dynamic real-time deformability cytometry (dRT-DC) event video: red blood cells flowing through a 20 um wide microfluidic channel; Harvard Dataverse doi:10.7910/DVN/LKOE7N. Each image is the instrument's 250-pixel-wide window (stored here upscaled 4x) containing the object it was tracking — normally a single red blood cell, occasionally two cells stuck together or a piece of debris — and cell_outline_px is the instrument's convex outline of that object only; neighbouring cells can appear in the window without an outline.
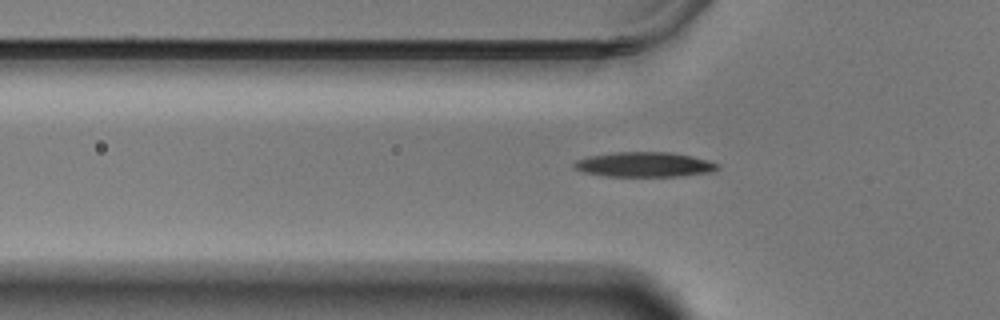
{"species": "Egyptian fruit bat (a non-hibernating species)", "species_latin": "Rousettus aegyptiacus", "temperature_condition": "warm", "stored_images_in_passage": 36, "camera_frame_rate_fps": 3000, "um_per_image_px": 0.085, "animal": {"sex": "male"}, "frame": {"image": 1, "passage_image": 4, "time_ms": 1.0, "image_size_px": [1000, 320], "cell_outline_px": [[720, 168], [712, 172], [680, 176], [604, 176], [584, 172], [572, 168], [572, 164], [576, 160], [588, 156], [612, 152], [672, 152], [692, 156], [708, 160], [720, 164]], "centroid_in_image_um": [54.77, 13.98], "position_along_channel_um": 71.0, "area_um2": 21.04}}
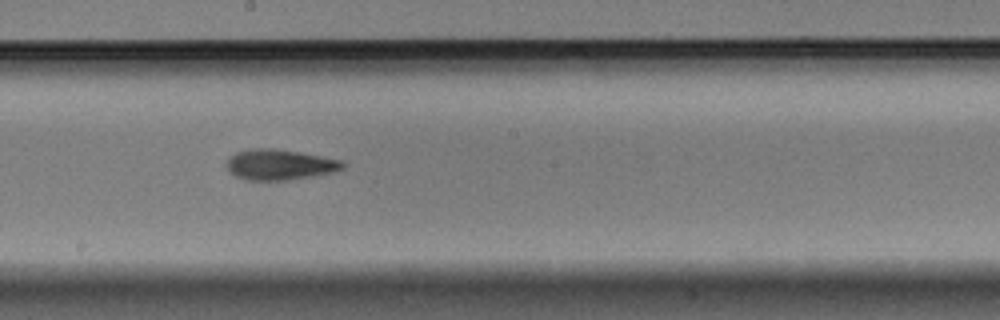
{"frame": {"image": 2, "passage_image": 17, "time_ms": 5.333, "image_size_px": [1000, 320], "cell_outline_px": [[344, 168], [332, 172], [316, 176], [288, 180], [244, 180], [228, 172], [224, 164], [228, 156], [236, 152], [252, 148], [272, 148], [344, 160]], "centroid_in_image_um": [23.71, 14.0], "position_along_channel_um": 224.5, "area_um2": 20.92}}
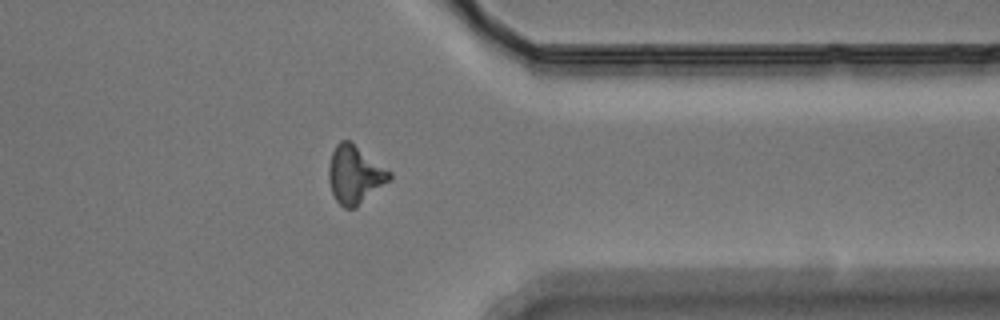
{"frame": {"image": 3, "passage_image": 31, "time_ms": 10.0, "image_size_px": [1000, 320], "cell_outline_px": [[392, 180], [356, 208], [344, 208], [336, 200], [332, 192], [328, 180], [328, 168], [332, 152], [336, 144], [340, 140], [348, 140], [392, 172]], "centroid_in_image_um": [30.18, 14.87], "position_along_channel_um": 381.2, "area_um2": 20.63}}